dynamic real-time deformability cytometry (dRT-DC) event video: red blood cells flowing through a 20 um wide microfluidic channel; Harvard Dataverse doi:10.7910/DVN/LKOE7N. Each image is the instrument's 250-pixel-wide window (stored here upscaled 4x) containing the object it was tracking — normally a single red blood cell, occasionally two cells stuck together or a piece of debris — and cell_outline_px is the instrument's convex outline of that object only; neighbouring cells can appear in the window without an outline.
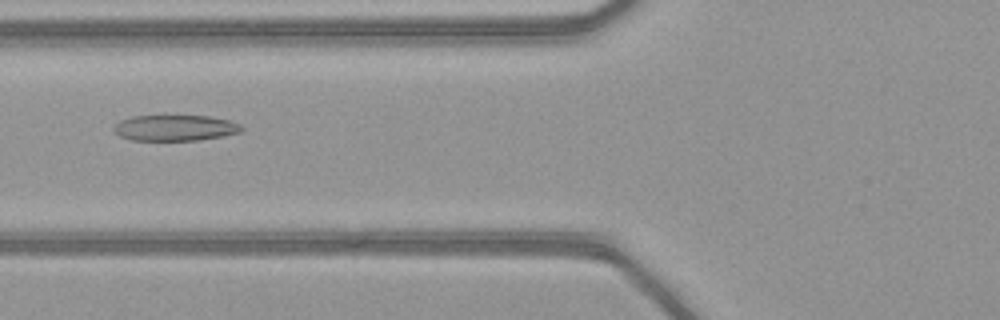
{"species": "common noctule bat (a hibernating species)", "species_latin": "Nyctalus noctula", "temperature_condition": "warm", "stored_images_in_passage": 51, "camera_frame_rate_fps": 3000, "um_per_image_px": 0.085, "animal": {"sex": "female", "body_mass_g": 21.9}, "frame": {"image": 1, "passage_image": 21, "time_ms": 6.667, "image_size_px": [1000, 320], "cell_outline_px": [[244, 128], [240, 132], [224, 136], [200, 140], [132, 140], [120, 136], [112, 128], [120, 120], [132, 116], [208, 116], [228, 120], [240, 124]], "centroid_in_image_um": [14.89, 10.87], "position_along_channel_um": 110.9, "area_um2": 19.19}}
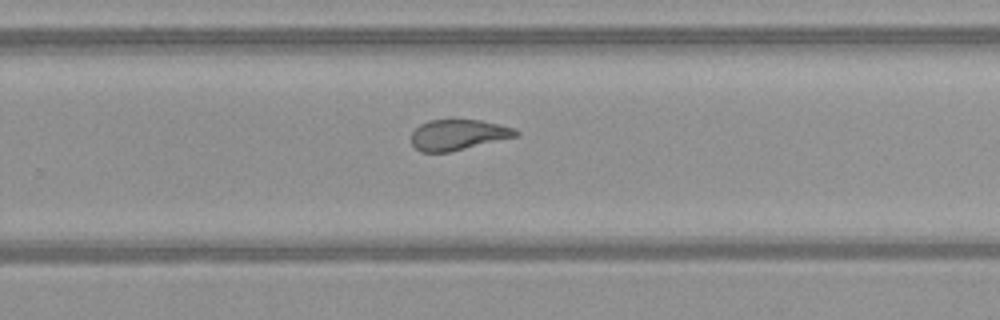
{"frame": {"image": 2, "passage_image": 34, "time_ms": 11.0, "image_size_px": [1000, 320], "cell_outline_px": [[520, 132], [516, 136], [452, 152], [420, 152], [412, 144], [412, 132], [420, 124], [428, 120], [480, 120], [516, 128]], "centroid_in_image_um": [38.94, 11.46], "position_along_channel_um": 290.9, "area_um2": 18.61}}
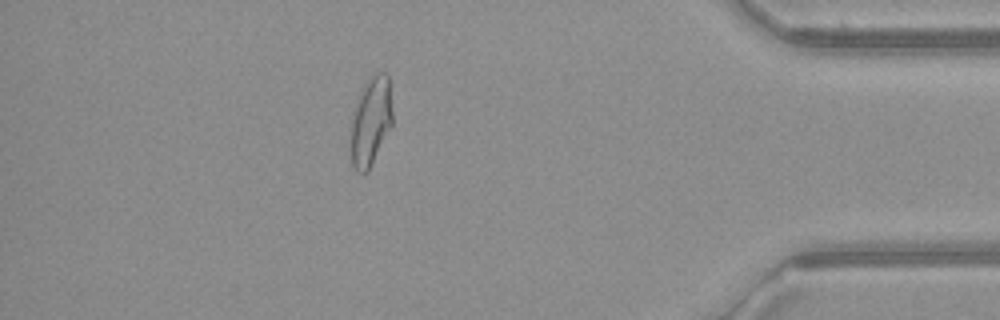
{"frame": {"image": 3, "passage_image": 45, "time_ms": 14.667, "image_size_px": [1000, 320], "cell_outline_px": [[392, 124], [368, 172], [356, 172], [352, 164], [348, 148], [348, 144], [352, 116], [360, 92], [364, 84], [376, 72], [384, 72], [388, 76], [392, 112]], "centroid_in_image_um": [31.47, 10.37], "position_along_channel_um": 403.7, "area_um2": 21.85}, "authors_computed_cell_mechanics": {"area_um2": 21.8484, "velocity_mm_per_s": 4.148, "shape_relaxation_time_tau1_ms": 10.221, "shape_relaxation_time_tau2_ms": 0.8023, "deformation_change_tau1": 0.2784, "deformation_change_tau2": 0.0816}}